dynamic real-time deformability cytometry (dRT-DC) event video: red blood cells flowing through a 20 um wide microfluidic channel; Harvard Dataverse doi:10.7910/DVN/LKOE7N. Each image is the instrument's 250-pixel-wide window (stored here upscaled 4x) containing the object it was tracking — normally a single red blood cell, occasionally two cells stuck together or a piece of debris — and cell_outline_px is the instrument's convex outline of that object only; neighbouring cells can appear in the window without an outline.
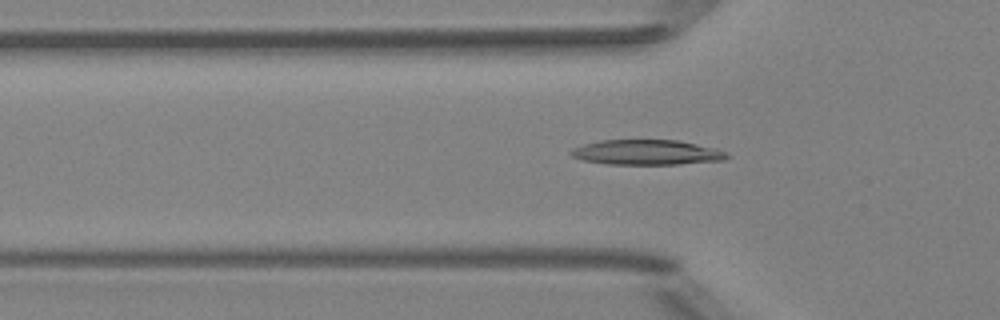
{"species": "Egyptian fruit bat (a non-hibernating species)", "species_latin": "Rousettus aegyptiacus", "temperature_condition": "room temperature", "stored_images_in_passage": 36, "camera_frame_rate_fps": 3000, "um_per_image_px": 0.085, "animal": {"sex": "female"}, "frame": {"image": 1, "passage_image": 2, "time_ms": 0.333, "image_size_px": [1000, 320], "cell_outline_px": [[732, 156], [724, 160], [680, 164], [608, 164], [584, 160], [572, 156], [568, 152], [572, 148], [584, 144], [600, 140], [676, 140], [716, 148]], "centroid_in_image_um": [54.97, 12.95], "position_along_channel_um": 70.8, "area_um2": 22.72}}
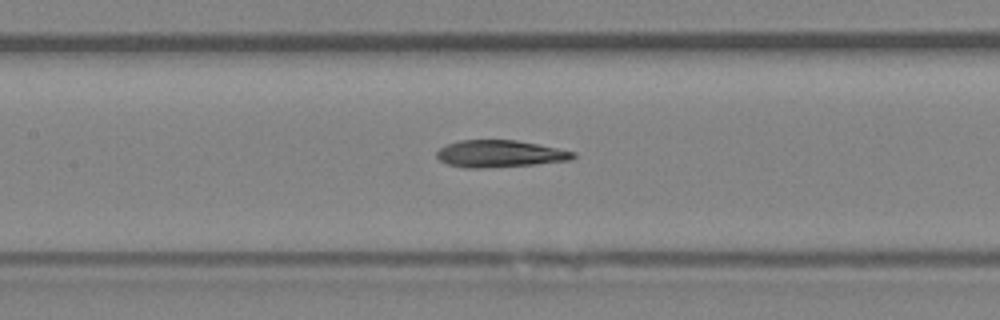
{"frame": {"image": 2, "passage_image": 9, "time_ms": 2.667, "image_size_px": [1000, 320], "cell_outline_px": [[576, 156], [572, 160], [536, 164], [484, 168], [464, 168], [448, 164], [440, 160], [436, 156], [436, 152], [440, 148], [448, 144], [460, 140], [516, 140], [576, 152]], "centroid_in_image_um": [42.48, 13.07], "position_along_channel_um": 164.9, "area_um2": 21.44}}
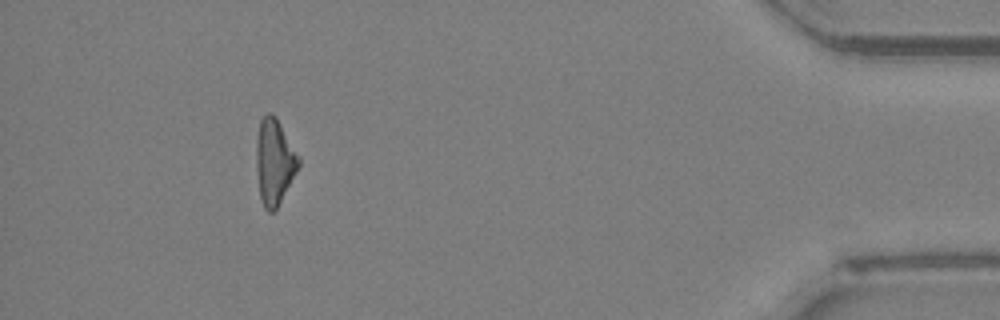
{"frame": {"image": 3, "passage_image": 32, "time_ms": 10.333, "image_size_px": [1000, 320], "cell_outline_px": [[300, 164], [296, 172], [276, 208], [272, 212], [268, 212], [264, 208], [260, 200], [256, 168], [256, 140], [260, 120], [268, 112], [272, 112], [276, 116], [300, 156]], "centroid_in_image_um": [23.31, 13.71], "position_along_channel_um": 411.9, "area_um2": 21.21}}